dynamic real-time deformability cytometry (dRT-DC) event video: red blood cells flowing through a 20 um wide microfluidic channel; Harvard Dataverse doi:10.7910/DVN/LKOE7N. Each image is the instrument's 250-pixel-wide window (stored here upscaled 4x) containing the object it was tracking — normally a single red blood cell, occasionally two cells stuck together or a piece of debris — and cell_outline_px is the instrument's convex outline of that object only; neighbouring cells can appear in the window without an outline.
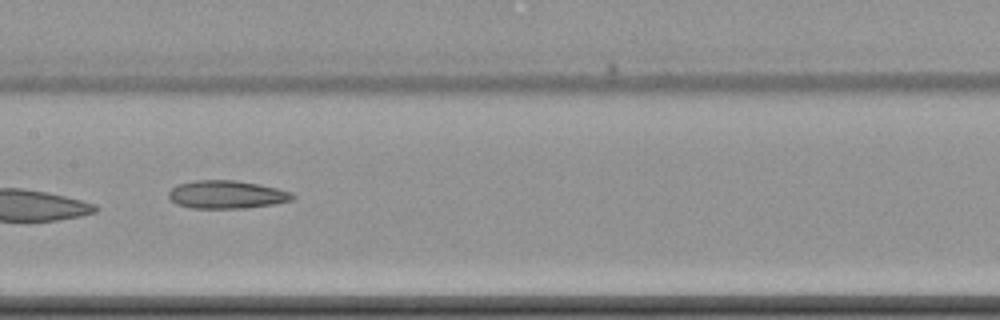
{"species": "common noctule bat (a hibernating species)", "species_latin": "Nyctalus noctula", "temperature_condition": "cold", "stored_images_in_passage": 9, "camera_frame_rate_fps": 3000, "um_per_image_px": 0.085, "animal": {"sex": "female", "body_mass_g": 22.7, "forearm_length_mm": 54.2}, "frame": {"image": 1, "passage_image": 9, "time_ms": 10.0, "image_size_px": [1000, 320], "cell_outline_px": [[296, 196], [292, 200], [272, 204], [244, 208], [192, 208], [176, 204], [168, 196], [168, 192], [176, 184], [196, 180], [236, 180], [260, 184], [292, 192]], "centroid_in_image_um": [19.26, 16.53], "position_along_channel_um": 188.1, "area_um2": 20.29}}